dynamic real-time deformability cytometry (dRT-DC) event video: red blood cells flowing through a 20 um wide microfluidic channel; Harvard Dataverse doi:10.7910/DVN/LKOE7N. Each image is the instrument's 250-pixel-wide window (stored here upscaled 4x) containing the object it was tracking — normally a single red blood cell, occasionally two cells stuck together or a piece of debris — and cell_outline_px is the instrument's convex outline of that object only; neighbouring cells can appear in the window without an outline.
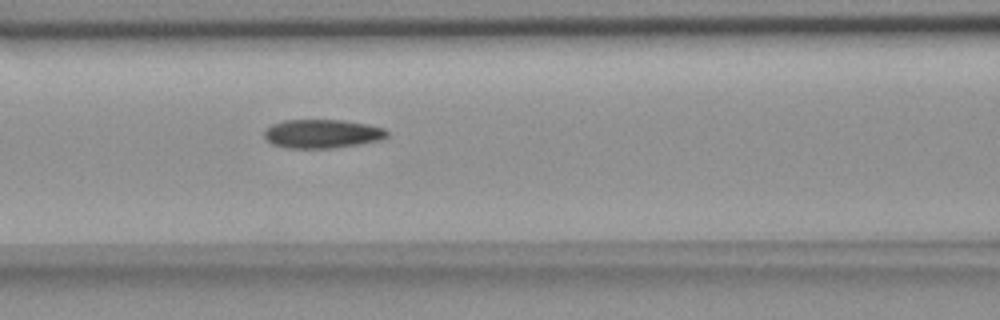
{"species": "common noctule bat (a hibernating species)", "species_latin": "Nyctalus noctula", "temperature_condition": "room temperature", "stored_images_in_passage": 7, "camera_frame_rate_fps": 3000, "um_per_image_px": 0.085, "animal": {"sex": "female", "body_mass_g": 18.4}, "frame": {"image": 1, "passage_image": 7, "time_ms": 7.667, "image_size_px": [1000, 320], "cell_outline_px": [[388, 136], [380, 140], [360, 144], [332, 148], [284, 148], [272, 144], [264, 140], [264, 132], [272, 124], [284, 120], [344, 120], [368, 124], [384, 128], [388, 132]], "centroid_in_image_um": [27.37, 11.37], "position_along_channel_um": 139.2, "area_um2": 20.75}}